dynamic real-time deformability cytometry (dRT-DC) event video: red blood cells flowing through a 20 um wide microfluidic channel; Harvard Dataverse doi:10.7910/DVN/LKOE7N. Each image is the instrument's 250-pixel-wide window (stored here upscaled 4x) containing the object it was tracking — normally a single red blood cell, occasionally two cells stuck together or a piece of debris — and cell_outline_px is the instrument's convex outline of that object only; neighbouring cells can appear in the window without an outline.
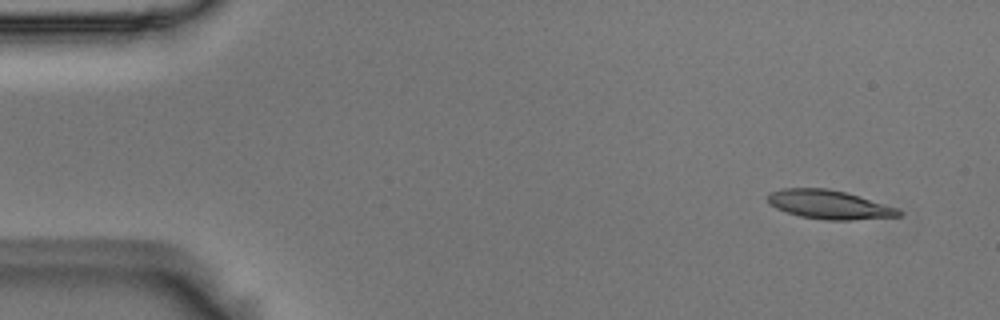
{"species": "Egyptian fruit bat (a non-hibernating species)", "species_latin": "Rousettus aegyptiacus", "temperature_condition": "room temperature", "stored_images_in_passage": 4, "camera_frame_rate_fps": 3000, "um_per_image_px": 0.085, "animal": {"sex": "male"}, "frame": {"image": 1, "passage_image": 1, "time_ms": 0.0, "image_size_px": [1000, 320], "cell_outline_px": [[904, 212], [900, 216], [852, 220], [828, 220], [800, 216], [776, 208], [768, 204], [768, 192], [780, 188], [828, 188], [860, 196], [900, 208]], "centroid_in_image_um": [70.5, 17.38], "position_along_channel_um": 14.5, "area_um2": 22.2}}
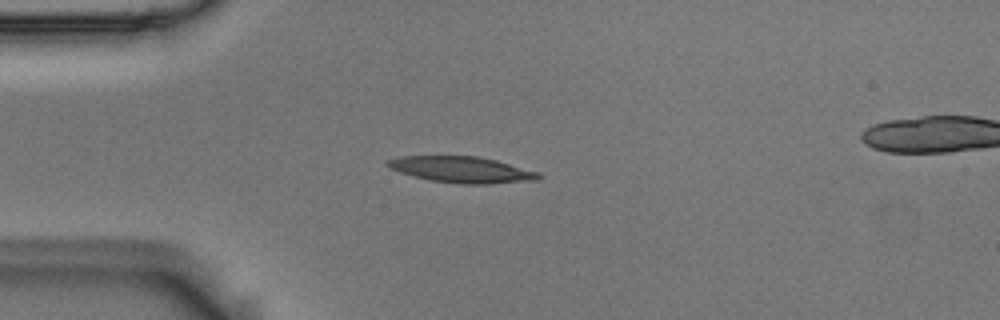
{"frame": {"image": 2, "passage_image": 3, "time_ms": 0.667, "image_size_px": [1000, 320], "cell_outline_px": [[540, 180], [488, 184], [460, 184], [432, 180], [400, 172], [384, 164], [388, 160], [400, 156], [476, 156], [496, 160], [540, 172]], "centroid_in_image_um": [39.3, 14.42], "position_along_channel_um": 45.7, "area_um2": 22.89}}